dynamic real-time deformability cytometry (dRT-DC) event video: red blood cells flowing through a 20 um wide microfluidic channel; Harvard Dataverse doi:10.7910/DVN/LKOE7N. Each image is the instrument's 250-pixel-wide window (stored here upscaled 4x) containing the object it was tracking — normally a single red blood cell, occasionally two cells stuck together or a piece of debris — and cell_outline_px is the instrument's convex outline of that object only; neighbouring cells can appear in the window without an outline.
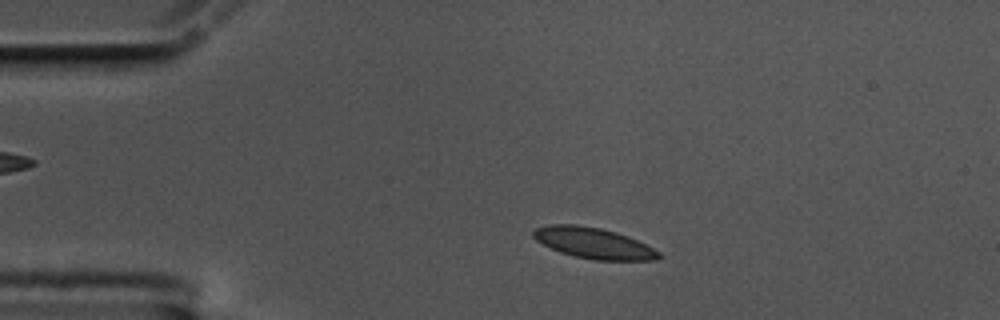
{"species": "common noctule bat (a hibernating species)", "species_latin": "Nyctalus noctula", "temperature_condition": "cold", "stored_images_in_passage": 54, "camera_frame_rate_fps": 3000, "um_per_image_px": 0.085, "animal": {"sex": "male", "body_mass_g": 17.5, "forearm_length_mm": 52.3}, "frame": {"image": 1, "passage_image": 7, "time_ms": 2.0, "image_size_px": [1000, 320], "cell_outline_px": [[664, 256], [656, 260], [596, 260], [576, 256], [560, 252], [536, 240], [532, 236], [532, 232], [536, 228], [548, 224], [576, 224], [600, 228], [616, 232], [628, 236], [660, 252]], "centroid_in_image_um": [50.46, 20.66], "position_along_channel_um": 34.5, "area_um2": 22.43}}
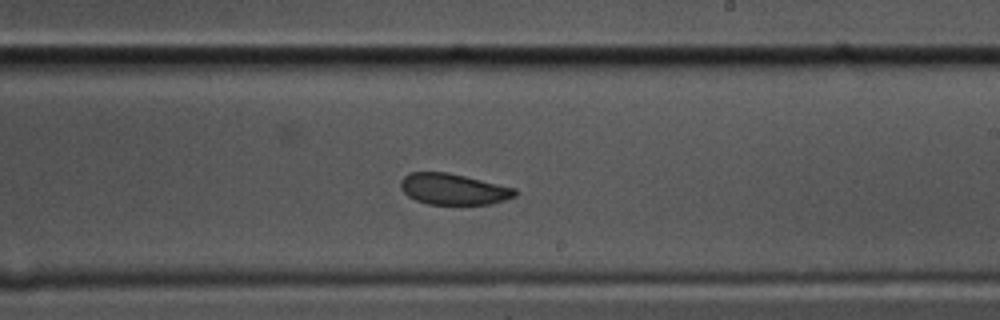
{"frame": {"image": 2, "passage_image": 29, "time_ms": 9.333, "image_size_px": [1000, 320], "cell_outline_px": [[516, 196], [492, 204], [428, 204], [416, 200], [408, 196], [400, 188], [400, 180], [408, 172], [448, 172], [516, 188]], "centroid_in_image_um": [38.52, 16.07], "position_along_channel_um": 250.5, "area_um2": 20.75}}
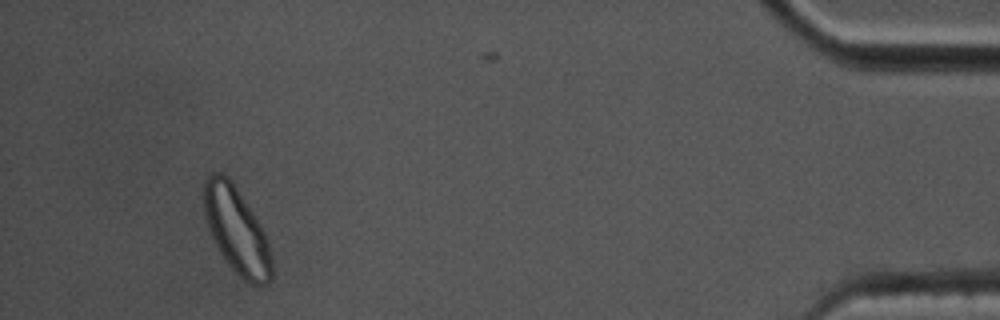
{"frame": {"image": 3, "passage_image": 49, "time_ms": 16.0, "image_size_px": [1000, 320], "cell_outline_px": [[272, 280], [268, 284], [248, 284], [228, 264], [220, 252], [208, 228], [204, 208], [204, 184], [208, 176], [212, 172], [220, 172], [228, 176], [232, 180], [256, 216], [264, 232], [268, 244], [272, 260]], "centroid_in_image_um": [20.12, 19.57], "position_along_channel_um": 415.1, "area_um2": 33.99}, "authors_computed_cell_mechanics": {"area_um2": 21.964, "velocity_mm_per_s": 3.484, "shape_relaxation_time_tau1_ms": 3.8246, "shape_relaxation_time_tau2_ms": 2.1633, "deformation_change_tau1": 0.0815, "deformation_change_tau2": 0.0535}}